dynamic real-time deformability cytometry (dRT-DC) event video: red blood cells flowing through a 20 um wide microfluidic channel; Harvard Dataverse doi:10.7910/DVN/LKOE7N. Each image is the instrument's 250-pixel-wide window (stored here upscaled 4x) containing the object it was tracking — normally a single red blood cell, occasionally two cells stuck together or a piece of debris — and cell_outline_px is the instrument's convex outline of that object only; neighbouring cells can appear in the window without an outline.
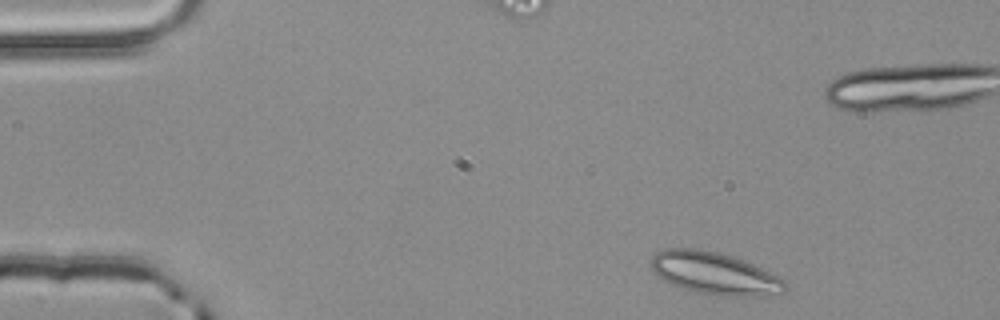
{"species": "common noctule bat (a hibernating species)", "species_latin": "Nyctalus noctula", "temperature_condition": "room temperature", "stored_images_in_passage": 4, "camera_frame_rate_fps": 3000, "um_per_image_px": 0.085, "animal": {"sex": "male", "body_mass_g": 20.4}, "frame": {"image": 1, "passage_image": 1, "time_ms": 0.0, "image_size_px": [1000, 320], "cell_outline_px": [[788, 288], [784, 292], [776, 296], [720, 296], [692, 292], [680, 288], [656, 276], [652, 268], [652, 256], [656, 252], [664, 248], [696, 248], [716, 252], [732, 256], [744, 260], [784, 280], [788, 284]], "centroid_in_image_um": [60.75, 23.26], "position_along_channel_um": 24.3, "area_um2": 33.35}}